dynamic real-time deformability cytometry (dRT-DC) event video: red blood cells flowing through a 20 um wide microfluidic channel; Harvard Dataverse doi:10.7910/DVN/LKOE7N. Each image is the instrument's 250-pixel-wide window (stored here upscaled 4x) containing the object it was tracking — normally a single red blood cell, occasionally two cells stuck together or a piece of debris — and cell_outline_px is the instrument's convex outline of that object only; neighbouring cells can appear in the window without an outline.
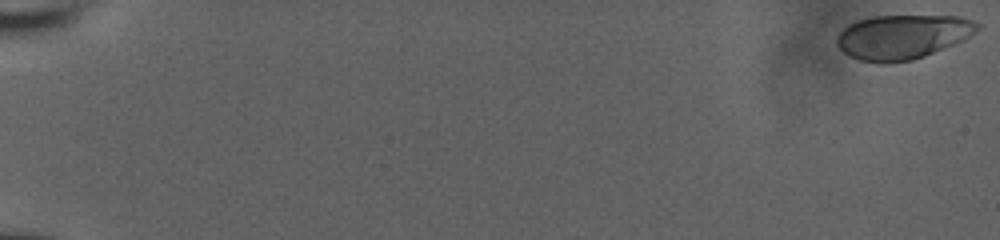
{"species": "human", "species_latin": "Homo sapiens", "temperature_condition": "room temperature", "stored_images_in_passage": 57, "camera_frame_rate_fps": 3000, "um_per_image_px": 0.085, "donor": {"sex": "male"}, "frame": {"image": 1, "passage_image": 1, "time_ms": 0.0, "image_size_px": [1000, 240], "cell_outline_px": [[980, 28], [976, 32], [952, 44], [924, 56], [912, 60], [884, 64], [880, 64], [860, 60], [848, 56], [836, 44], [836, 36], [844, 28], [860, 20], [876, 16], [956, 16], [972, 20], [980, 24]], "centroid_in_image_um": [76.69, 3.14], "position_along_channel_um": 8.3, "area_um2": 36.01}}
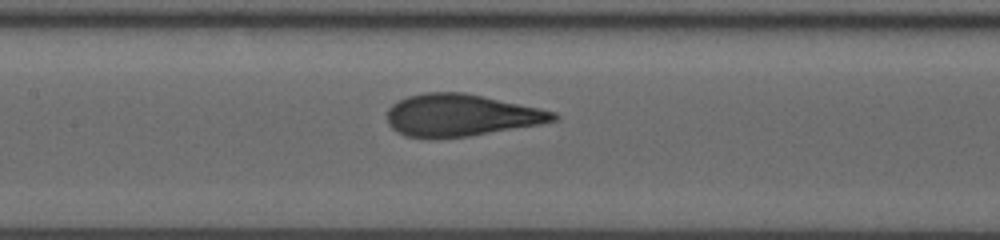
{"frame": {"image": 2, "passage_image": 30, "time_ms": 9.667, "image_size_px": [1000, 240], "cell_outline_px": [[560, 116], [556, 120], [540, 124], [468, 136], [404, 136], [396, 132], [388, 124], [388, 108], [392, 104], [408, 96], [424, 92], [464, 92], [556, 112]], "centroid_in_image_um": [39.17, 9.77], "position_along_channel_um": 168.2, "area_um2": 40.0}}
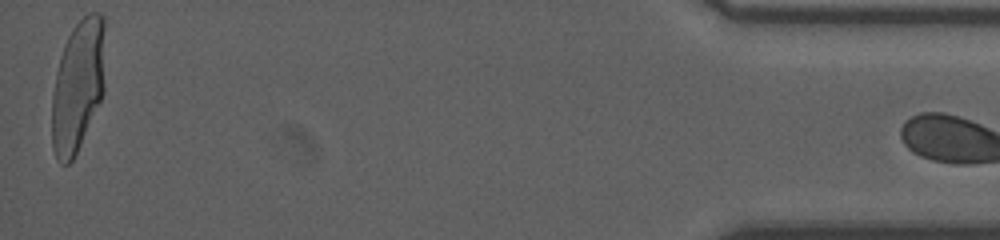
{"frame": {"image": 3, "passage_image": 56, "time_ms": 18.333, "image_size_px": [1000, 240], "cell_outline_px": [[104, 92], [80, 144], [72, 160], [68, 164], [60, 164], [56, 160], [52, 148], [52, 96], [56, 72], [60, 56], [64, 44], [72, 28], [88, 12], [100, 12], [104, 16]], "centroid_in_image_um": [6.61, 7.27], "position_along_channel_um": 428.6, "area_um2": 40.98}}